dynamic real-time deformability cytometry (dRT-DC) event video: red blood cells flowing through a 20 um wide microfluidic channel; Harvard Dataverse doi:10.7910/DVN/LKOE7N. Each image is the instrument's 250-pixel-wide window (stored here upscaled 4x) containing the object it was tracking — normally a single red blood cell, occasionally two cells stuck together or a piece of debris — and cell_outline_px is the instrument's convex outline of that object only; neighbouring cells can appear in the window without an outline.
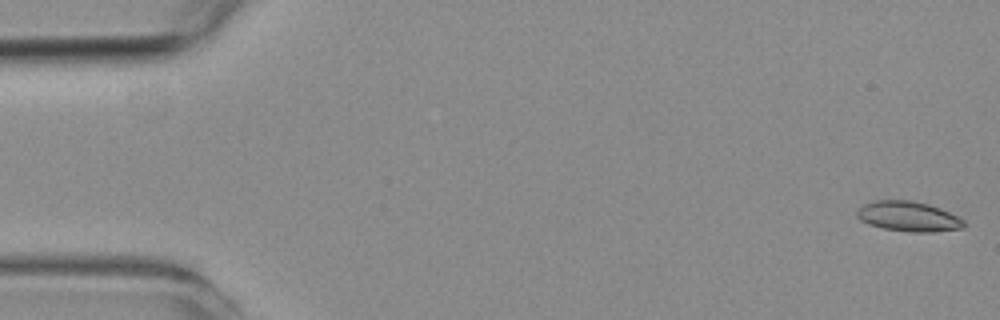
{"species": "common noctule bat (a hibernating species)", "species_latin": "Nyctalus noctula", "temperature_condition": "room temperature", "stored_images_in_passage": 54, "camera_frame_rate_fps": 3000, "um_per_image_px": 0.085, "animal": {"sex": "female", "body_mass_g": 19.3, "forearm_length_mm": 54.1}, "frame": {"image": 1, "passage_image": 1, "time_ms": 0.0, "image_size_px": [1000, 320], "cell_outline_px": [[968, 224], [964, 228], [932, 232], [912, 232], [884, 228], [868, 224], [860, 220], [856, 216], [856, 212], [864, 204], [876, 200], [912, 200], [928, 204], [940, 208], [964, 220]], "centroid_in_image_um": [77.23, 18.4], "position_along_channel_um": 7.8, "area_um2": 18.73}}
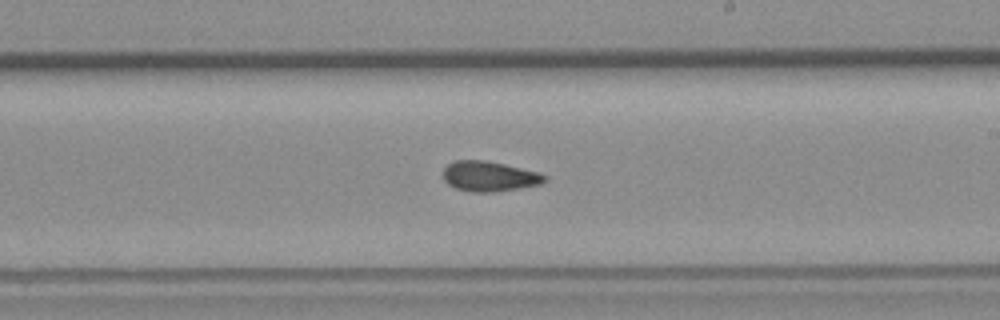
{"frame": {"image": 2, "passage_image": 31, "time_ms": 10.0, "image_size_px": [1000, 320], "cell_outline_px": [[548, 180], [540, 184], [520, 188], [496, 192], [468, 192], [456, 188], [448, 184], [444, 180], [444, 168], [448, 164], [456, 160], [484, 160], [504, 164], [540, 172], [548, 176]], "centroid_in_image_um": [41.62, 14.99], "position_along_channel_um": 247.4, "area_um2": 17.98}}
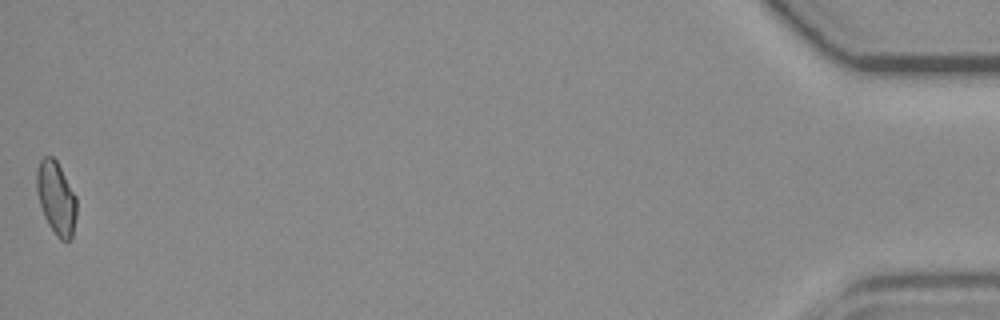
{"frame": {"image": 3, "passage_image": 54, "time_ms": 17.667, "image_size_px": [1000, 320], "cell_outline_px": [[76, 216], [72, 236], [68, 240], [60, 240], [56, 236], [48, 224], [44, 216], [36, 192], [36, 172], [40, 160], [44, 156], [52, 156], [56, 160], [76, 196]], "centroid_in_image_um": [4.76, 16.83], "position_along_channel_um": 430.4, "area_um2": 16.94}, "authors_computed_cell_mechanics": {"area_um2": 17.8024, "velocity_mm_per_s": 3.762, "shape_relaxation_time_tau1_ms": null, "shape_relaxation_time_tau2_ms": 4.8366, "deformation_change_tau1": null, "deformation_change_tau2": 0.1173}}